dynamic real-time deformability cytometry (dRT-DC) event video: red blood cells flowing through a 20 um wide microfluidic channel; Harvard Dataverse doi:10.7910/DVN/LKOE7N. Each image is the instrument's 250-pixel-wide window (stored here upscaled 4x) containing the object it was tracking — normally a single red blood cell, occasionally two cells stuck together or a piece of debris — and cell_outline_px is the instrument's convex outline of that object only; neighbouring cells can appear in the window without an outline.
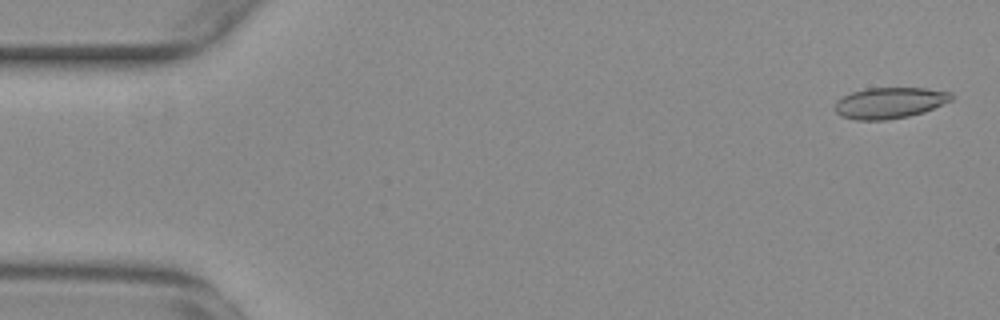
{"species": "common noctule bat (a hibernating species)", "species_latin": "Nyctalus noctula", "temperature_condition": "warm", "stored_images_in_passage": 55, "camera_frame_rate_fps": 3000, "um_per_image_px": 0.085, "animal": {"sex": "female", "body_mass_g": 29.2, "forearm_length_mm": 56.3}, "frame": {"image": 1, "passage_image": 2, "time_ms": 0.333, "image_size_px": [1000, 320], "cell_outline_px": [[952, 100], [924, 112], [908, 116], [888, 120], [856, 120], [840, 116], [836, 112], [836, 100], [852, 92], [868, 88], [924, 88], [952, 92]], "centroid_in_image_um": [75.62, 8.75], "position_along_channel_um": 9.4, "area_um2": 21.04}}
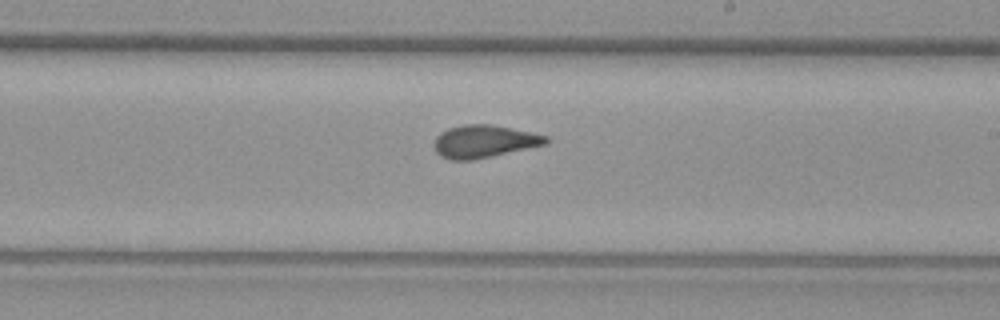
{"frame": {"image": 2, "passage_image": 32, "time_ms": 10.333, "image_size_px": [1000, 320], "cell_outline_px": [[548, 140], [544, 144], [472, 160], [452, 160], [440, 156], [432, 148], [432, 144], [436, 136], [440, 132], [448, 128], [464, 124], [492, 124], [548, 136]], "centroid_in_image_um": [41.04, 12.01], "position_along_channel_um": 248.0, "area_um2": 21.1}}
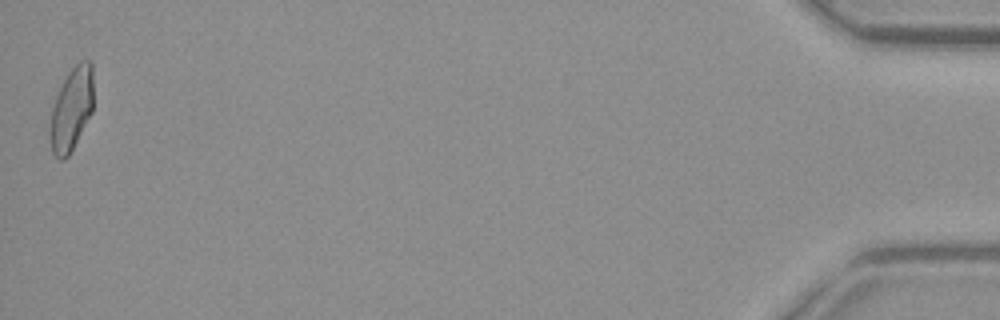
{"frame": {"image": 3, "passage_image": 55, "time_ms": 18.0, "image_size_px": [1000, 320], "cell_outline_px": [[92, 112], [68, 156], [64, 160], [60, 160], [52, 152], [48, 132], [48, 128], [52, 108], [56, 96], [68, 72], [80, 60], [92, 60]], "centroid_in_image_um": [6.05, 9.28], "position_along_channel_um": 429.1, "area_um2": 20.98}, "authors_computed_cell_mechanics": {"area_um2": 21.097, "velocity_mm_per_s": 3.7291, "shape_relaxation_time_tau1_ms": null, "shape_relaxation_time_tau2_ms": 1.3095, "deformation_change_tau1": null, "deformation_change_tau2": 0.0668}}